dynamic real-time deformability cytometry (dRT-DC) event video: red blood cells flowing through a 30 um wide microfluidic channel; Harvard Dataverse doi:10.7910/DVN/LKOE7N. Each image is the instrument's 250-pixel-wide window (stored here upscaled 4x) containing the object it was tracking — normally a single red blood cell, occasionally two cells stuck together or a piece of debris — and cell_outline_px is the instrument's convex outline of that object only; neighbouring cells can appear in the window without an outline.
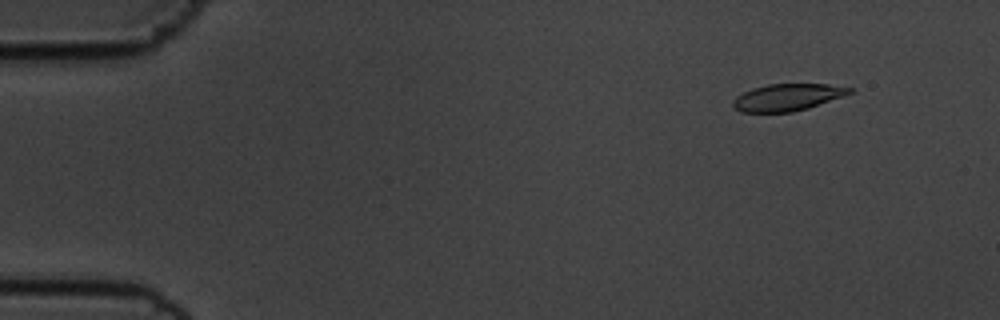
{"species": "common noctule bat (a hibernating species)", "species_latin": "Nyctalus noctula", "temperature_condition": "cold", "stored_images_in_passage": 53, "camera_frame_rate_fps": 3000, "um_per_image_px": 0.085, "animal": {"sex": "male", "body_mass_g": 19.5, "forearm_length_mm": 54.6}, "frame": {"image": 1, "passage_image": 3, "time_ms": 0.667, "image_size_px": [1000, 320], "cell_outline_px": [[856, 88], [852, 92], [844, 96], [808, 108], [792, 112], [740, 112], [732, 104], [736, 96], [752, 88], [768, 84], [828, 84]], "centroid_in_image_um": [66.97, 8.26], "position_along_channel_um": 18.0, "area_um2": 18.32}}
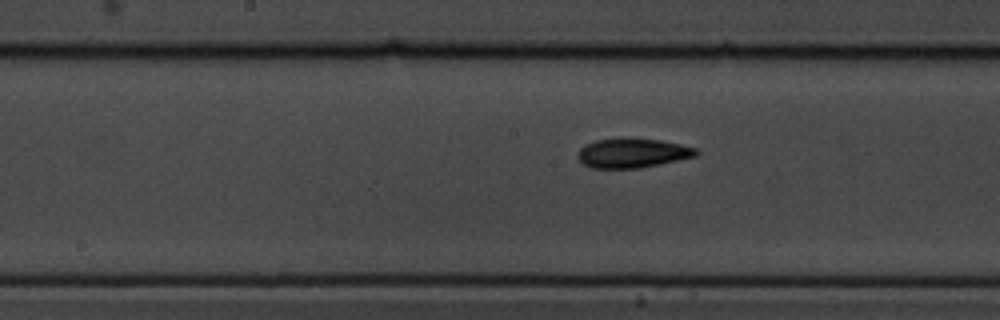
{"frame": {"image": 2, "passage_image": 26, "time_ms": 8.333, "image_size_px": [1000, 320], "cell_outline_px": [[700, 152], [696, 156], [640, 168], [592, 168], [584, 164], [576, 156], [580, 148], [584, 144], [596, 140], [628, 136], [660, 140], [680, 144], [696, 148]], "centroid_in_image_um": [53.74, 12.98], "position_along_channel_um": 194.5, "area_um2": 20.63}}
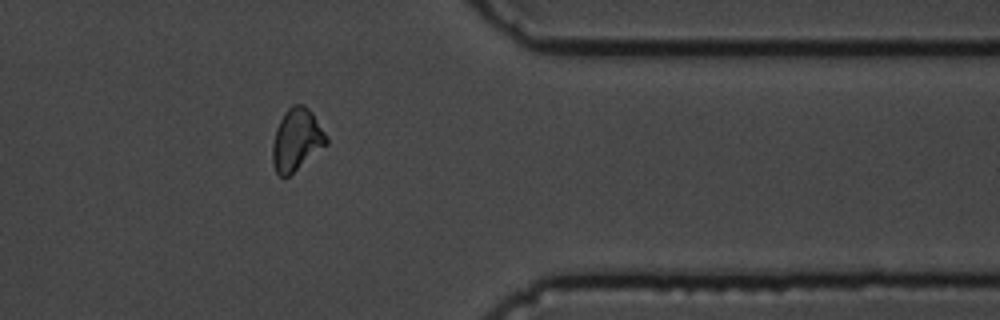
{"frame": {"image": 3, "passage_image": 43, "time_ms": 14.0, "image_size_px": [1000, 320], "cell_outline_px": [[328, 144], [288, 176], [280, 176], [276, 172], [272, 164], [272, 144], [276, 128], [280, 120], [288, 108], [292, 104], [304, 104], [312, 112], [328, 136]], "centroid_in_image_um": [25.22, 11.86], "position_along_channel_um": 386.2, "area_um2": 19.54}, "authors_computed_cell_mechanics": {"area_um2": 19.7098, "velocity_mm_per_s": 3.6101, "shape_relaxation_time_tau1_ms": 5.3118, "shape_relaxation_time_tau2_ms": 4.7118, "deformation_change_tau1": 0.1372, "deformation_change_tau2": 0.1125}}